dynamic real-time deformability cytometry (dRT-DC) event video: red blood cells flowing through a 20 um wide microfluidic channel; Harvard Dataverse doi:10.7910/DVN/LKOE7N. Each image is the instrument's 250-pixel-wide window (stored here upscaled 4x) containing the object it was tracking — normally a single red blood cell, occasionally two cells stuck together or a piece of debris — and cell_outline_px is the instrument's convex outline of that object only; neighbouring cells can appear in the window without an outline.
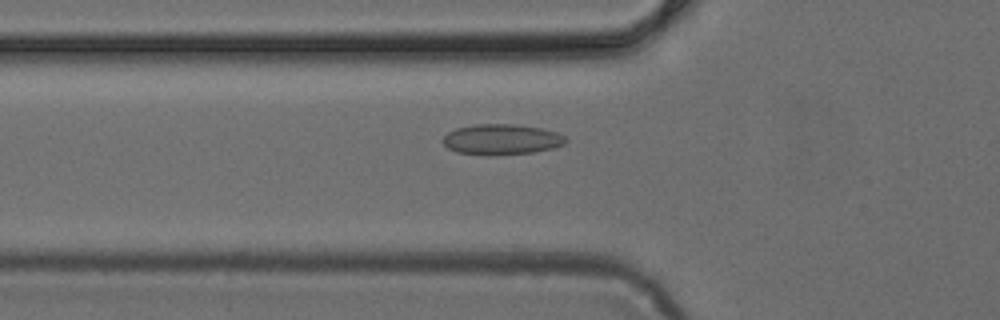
{"species": "common noctule bat (a hibernating species)", "species_latin": "Nyctalus noctula", "temperature_condition": "cold", "stored_images_in_passage": 49, "camera_frame_rate_fps": 3000, "um_per_image_px": 0.085, "animal": {"sex": "female", "body_mass_g": 24.6, "forearm_length_mm": 56.2}, "frame": {"image": 1, "passage_image": 17, "time_ms": 5.333, "image_size_px": [1000, 320], "cell_outline_px": [[568, 140], [564, 144], [552, 148], [532, 152], [488, 156], [456, 152], [448, 148], [444, 144], [444, 136], [448, 132], [456, 128], [476, 124], [516, 124], [540, 128], [556, 132], [564, 136]], "centroid_in_image_um": [42.62, 11.85], "position_along_channel_um": 83.2, "area_um2": 21.85}}
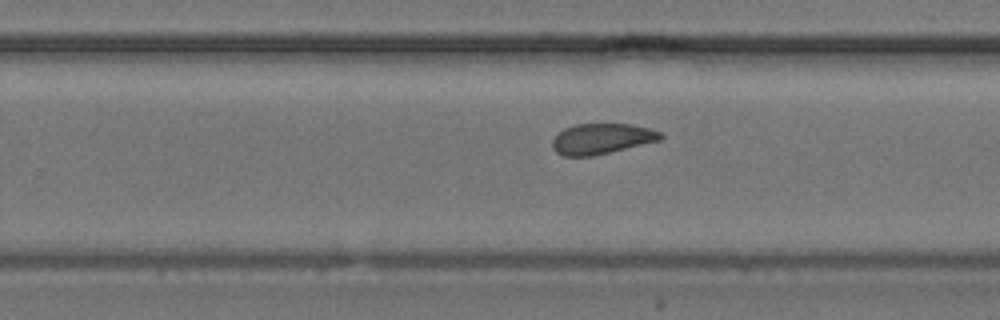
{"frame": {"image": 2, "passage_image": 31, "time_ms": 10.0, "image_size_px": [1000, 320], "cell_outline_px": [[664, 136], [660, 140], [592, 156], [564, 156], [556, 152], [552, 148], [552, 140], [564, 128], [576, 124], [628, 124], [648, 128], [660, 132]], "centroid_in_image_um": [51.11, 11.79], "position_along_channel_um": 278.7, "area_um2": 19.02}}
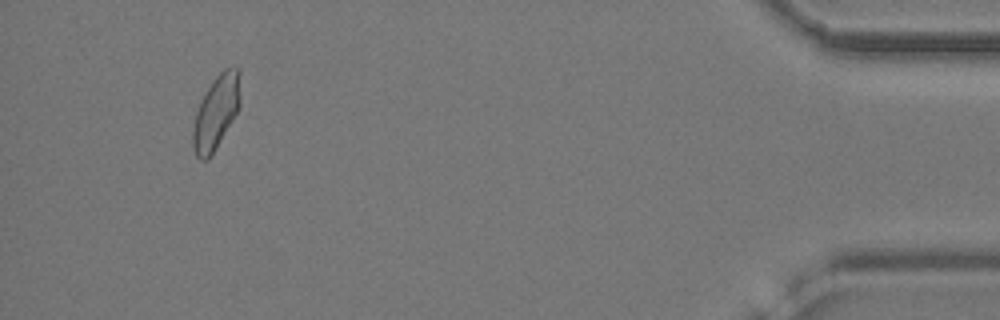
{"frame": {"image": 3, "passage_image": 46, "time_ms": 15.0, "image_size_px": [1000, 320], "cell_outline_px": [[240, 104], [232, 120], [208, 160], [200, 160], [196, 156], [192, 148], [192, 132], [196, 112], [208, 88], [216, 76], [224, 68], [240, 68]], "centroid_in_image_um": [18.36, 9.54], "position_along_channel_um": 416.8, "area_um2": 20.0}}